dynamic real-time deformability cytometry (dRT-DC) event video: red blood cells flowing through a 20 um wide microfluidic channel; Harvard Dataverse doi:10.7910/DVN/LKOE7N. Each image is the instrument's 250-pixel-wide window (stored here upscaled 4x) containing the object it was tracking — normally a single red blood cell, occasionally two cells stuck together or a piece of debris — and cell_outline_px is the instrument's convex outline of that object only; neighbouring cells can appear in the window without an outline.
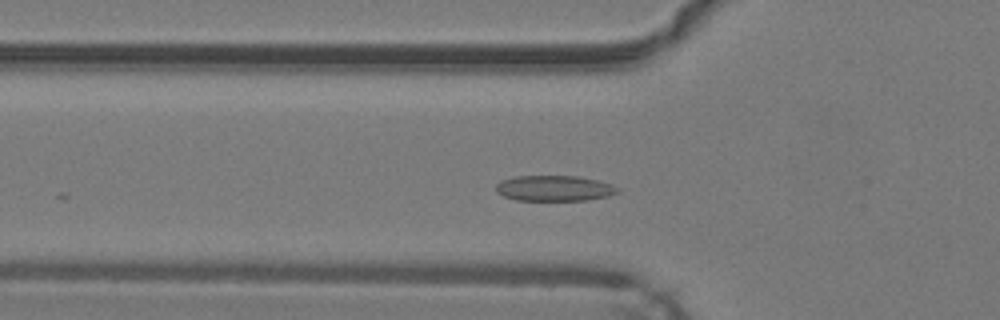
{"species": "common noctule bat (a hibernating species)", "species_latin": "Nyctalus noctula", "temperature_condition": "warm", "stored_images_in_passage": 20, "camera_frame_rate_fps": 3000, "um_per_image_px": 0.085, "animal": {"sex": "male", "body_mass_g": 19.2, "forearm_length_mm": 51.8}, "frame": {"image": 1, "passage_image": 10, "time_ms": 3.0, "image_size_px": [1000, 320], "cell_outline_px": [[620, 192], [608, 196], [588, 200], [516, 200], [504, 196], [496, 192], [496, 184], [500, 180], [516, 176], [576, 176], [596, 180], [612, 184], [620, 188]], "centroid_in_image_um": [47.12, 16.0], "position_along_channel_um": 78.7, "area_um2": 18.21}}
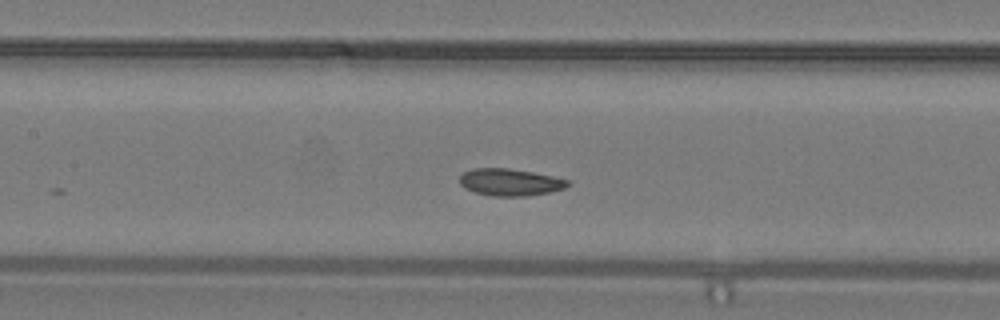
{"frame": {"image": 2, "passage_image": 16, "time_ms": 5.0, "image_size_px": [1000, 320], "cell_outline_px": [[568, 184], [564, 188], [548, 192], [524, 196], [492, 196], [476, 192], [464, 188], [460, 184], [460, 176], [464, 172], [472, 168], [508, 168], [532, 172], [552, 176], [568, 180]], "centroid_in_image_um": [43.31, 15.48], "position_along_channel_um": 164.1, "area_um2": 16.82}}
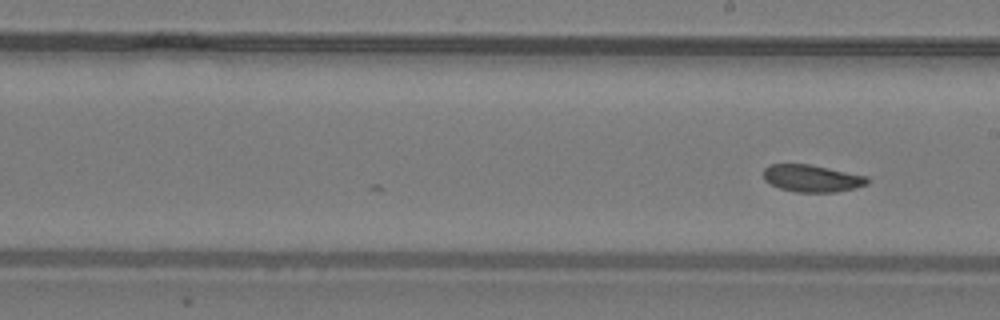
{"frame": {"image": 3, "passage_image": 20, "time_ms": 6.333, "image_size_px": [1000, 320], "cell_outline_px": [[868, 184], [856, 188], [836, 192], [796, 192], [780, 188], [764, 180], [764, 168], [768, 164], [808, 164], [868, 176]], "centroid_in_image_um": [69.02, 15.16], "position_along_channel_um": 220.0, "area_um2": 16.42}}